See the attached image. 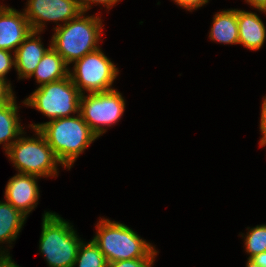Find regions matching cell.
<instances>
[{
	"label": "cell",
	"mask_w": 266,
	"mask_h": 267,
	"mask_svg": "<svg viewBox=\"0 0 266 267\" xmlns=\"http://www.w3.org/2000/svg\"><path fill=\"white\" fill-rule=\"evenodd\" d=\"M37 129L53 149L65 169H71L79 155L99 137L90 129L80 113L44 123L30 124Z\"/></svg>",
	"instance_id": "1"
},
{
	"label": "cell",
	"mask_w": 266,
	"mask_h": 267,
	"mask_svg": "<svg viewBox=\"0 0 266 267\" xmlns=\"http://www.w3.org/2000/svg\"><path fill=\"white\" fill-rule=\"evenodd\" d=\"M100 15H85L81 12L76 18L53 29L51 47L70 65L100 48L103 32Z\"/></svg>",
	"instance_id": "2"
},
{
	"label": "cell",
	"mask_w": 266,
	"mask_h": 267,
	"mask_svg": "<svg viewBox=\"0 0 266 267\" xmlns=\"http://www.w3.org/2000/svg\"><path fill=\"white\" fill-rule=\"evenodd\" d=\"M92 240L105 256L108 264L120 260L156 258L159 252L132 228L108 218L100 217Z\"/></svg>",
	"instance_id": "3"
},
{
	"label": "cell",
	"mask_w": 266,
	"mask_h": 267,
	"mask_svg": "<svg viewBox=\"0 0 266 267\" xmlns=\"http://www.w3.org/2000/svg\"><path fill=\"white\" fill-rule=\"evenodd\" d=\"M39 252L48 267H73L83 240L73 225L55 212L44 211Z\"/></svg>",
	"instance_id": "4"
},
{
	"label": "cell",
	"mask_w": 266,
	"mask_h": 267,
	"mask_svg": "<svg viewBox=\"0 0 266 267\" xmlns=\"http://www.w3.org/2000/svg\"><path fill=\"white\" fill-rule=\"evenodd\" d=\"M34 137H25L24 131L5 152L18 173L39 177L58 176V166L65 168L58 160L44 136L37 130Z\"/></svg>",
	"instance_id": "5"
},
{
	"label": "cell",
	"mask_w": 266,
	"mask_h": 267,
	"mask_svg": "<svg viewBox=\"0 0 266 267\" xmlns=\"http://www.w3.org/2000/svg\"><path fill=\"white\" fill-rule=\"evenodd\" d=\"M80 97L79 89L68 76L37 87L22 103L53 120L78 114Z\"/></svg>",
	"instance_id": "6"
},
{
	"label": "cell",
	"mask_w": 266,
	"mask_h": 267,
	"mask_svg": "<svg viewBox=\"0 0 266 267\" xmlns=\"http://www.w3.org/2000/svg\"><path fill=\"white\" fill-rule=\"evenodd\" d=\"M69 76L81 94L105 92L112 87L119 75V70L101 50V48L86 54L74 61Z\"/></svg>",
	"instance_id": "7"
},
{
	"label": "cell",
	"mask_w": 266,
	"mask_h": 267,
	"mask_svg": "<svg viewBox=\"0 0 266 267\" xmlns=\"http://www.w3.org/2000/svg\"><path fill=\"white\" fill-rule=\"evenodd\" d=\"M125 105V99L117 89L81 94L79 113L90 129L100 137L107 132L108 127L120 121Z\"/></svg>",
	"instance_id": "8"
},
{
	"label": "cell",
	"mask_w": 266,
	"mask_h": 267,
	"mask_svg": "<svg viewBox=\"0 0 266 267\" xmlns=\"http://www.w3.org/2000/svg\"><path fill=\"white\" fill-rule=\"evenodd\" d=\"M25 7L23 12L32 31L41 33L46 29L47 22L56 23L55 29L82 12L80 0H27Z\"/></svg>",
	"instance_id": "9"
},
{
	"label": "cell",
	"mask_w": 266,
	"mask_h": 267,
	"mask_svg": "<svg viewBox=\"0 0 266 267\" xmlns=\"http://www.w3.org/2000/svg\"><path fill=\"white\" fill-rule=\"evenodd\" d=\"M39 178L41 177L32 174L17 173L7 182L4 200L28 217V214L38 205Z\"/></svg>",
	"instance_id": "10"
},
{
	"label": "cell",
	"mask_w": 266,
	"mask_h": 267,
	"mask_svg": "<svg viewBox=\"0 0 266 267\" xmlns=\"http://www.w3.org/2000/svg\"><path fill=\"white\" fill-rule=\"evenodd\" d=\"M31 32L23 11L6 5L0 7V49L14 53Z\"/></svg>",
	"instance_id": "11"
},
{
	"label": "cell",
	"mask_w": 266,
	"mask_h": 267,
	"mask_svg": "<svg viewBox=\"0 0 266 267\" xmlns=\"http://www.w3.org/2000/svg\"><path fill=\"white\" fill-rule=\"evenodd\" d=\"M41 32L32 31L14 52L15 67L19 79H29L43 55L51 47H44ZM39 35V36H38Z\"/></svg>",
	"instance_id": "12"
},
{
	"label": "cell",
	"mask_w": 266,
	"mask_h": 267,
	"mask_svg": "<svg viewBox=\"0 0 266 267\" xmlns=\"http://www.w3.org/2000/svg\"><path fill=\"white\" fill-rule=\"evenodd\" d=\"M238 44L249 50H259L266 39V27L257 13L237 8Z\"/></svg>",
	"instance_id": "13"
},
{
	"label": "cell",
	"mask_w": 266,
	"mask_h": 267,
	"mask_svg": "<svg viewBox=\"0 0 266 267\" xmlns=\"http://www.w3.org/2000/svg\"><path fill=\"white\" fill-rule=\"evenodd\" d=\"M69 68L71 67H69L64 59L50 47L29 78H33L34 76L36 82L39 84L38 87H40L44 84L68 77Z\"/></svg>",
	"instance_id": "14"
},
{
	"label": "cell",
	"mask_w": 266,
	"mask_h": 267,
	"mask_svg": "<svg viewBox=\"0 0 266 267\" xmlns=\"http://www.w3.org/2000/svg\"><path fill=\"white\" fill-rule=\"evenodd\" d=\"M209 39L226 45L238 44L237 9L222 10L214 15Z\"/></svg>",
	"instance_id": "15"
},
{
	"label": "cell",
	"mask_w": 266,
	"mask_h": 267,
	"mask_svg": "<svg viewBox=\"0 0 266 267\" xmlns=\"http://www.w3.org/2000/svg\"><path fill=\"white\" fill-rule=\"evenodd\" d=\"M16 96L9 102L0 105V145L5 152L24 132L19 119Z\"/></svg>",
	"instance_id": "16"
},
{
	"label": "cell",
	"mask_w": 266,
	"mask_h": 267,
	"mask_svg": "<svg viewBox=\"0 0 266 267\" xmlns=\"http://www.w3.org/2000/svg\"><path fill=\"white\" fill-rule=\"evenodd\" d=\"M26 219L27 217L10 203L0 201V243L10 244L6 247L12 248L11 244L18 238Z\"/></svg>",
	"instance_id": "17"
},
{
	"label": "cell",
	"mask_w": 266,
	"mask_h": 267,
	"mask_svg": "<svg viewBox=\"0 0 266 267\" xmlns=\"http://www.w3.org/2000/svg\"><path fill=\"white\" fill-rule=\"evenodd\" d=\"M108 267L103 253L93 240L81 242L73 267Z\"/></svg>",
	"instance_id": "18"
},
{
	"label": "cell",
	"mask_w": 266,
	"mask_h": 267,
	"mask_svg": "<svg viewBox=\"0 0 266 267\" xmlns=\"http://www.w3.org/2000/svg\"><path fill=\"white\" fill-rule=\"evenodd\" d=\"M248 232L244 238L245 251L249 254L247 259H252L254 256L266 252V224L256 225L255 227H247Z\"/></svg>",
	"instance_id": "19"
},
{
	"label": "cell",
	"mask_w": 266,
	"mask_h": 267,
	"mask_svg": "<svg viewBox=\"0 0 266 267\" xmlns=\"http://www.w3.org/2000/svg\"><path fill=\"white\" fill-rule=\"evenodd\" d=\"M13 66L15 67L14 54L11 51L0 49V79L8 81L6 75Z\"/></svg>",
	"instance_id": "20"
},
{
	"label": "cell",
	"mask_w": 266,
	"mask_h": 267,
	"mask_svg": "<svg viewBox=\"0 0 266 267\" xmlns=\"http://www.w3.org/2000/svg\"><path fill=\"white\" fill-rule=\"evenodd\" d=\"M156 258H137L120 260L108 264V267H152Z\"/></svg>",
	"instance_id": "21"
},
{
	"label": "cell",
	"mask_w": 266,
	"mask_h": 267,
	"mask_svg": "<svg viewBox=\"0 0 266 267\" xmlns=\"http://www.w3.org/2000/svg\"><path fill=\"white\" fill-rule=\"evenodd\" d=\"M10 82L0 79V105L9 103L16 96Z\"/></svg>",
	"instance_id": "22"
},
{
	"label": "cell",
	"mask_w": 266,
	"mask_h": 267,
	"mask_svg": "<svg viewBox=\"0 0 266 267\" xmlns=\"http://www.w3.org/2000/svg\"><path fill=\"white\" fill-rule=\"evenodd\" d=\"M120 0H80V6L82 12H87L92 8V4L98 5L101 4L105 6V8L109 9L113 7L116 3H118Z\"/></svg>",
	"instance_id": "23"
},
{
	"label": "cell",
	"mask_w": 266,
	"mask_h": 267,
	"mask_svg": "<svg viewBox=\"0 0 266 267\" xmlns=\"http://www.w3.org/2000/svg\"><path fill=\"white\" fill-rule=\"evenodd\" d=\"M178 6L185 8L187 11L192 12L193 10H197L198 8L204 6L209 0H172Z\"/></svg>",
	"instance_id": "24"
},
{
	"label": "cell",
	"mask_w": 266,
	"mask_h": 267,
	"mask_svg": "<svg viewBox=\"0 0 266 267\" xmlns=\"http://www.w3.org/2000/svg\"><path fill=\"white\" fill-rule=\"evenodd\" d=\"M8 250L9 249L0 246V267H20L14 262Z\"/></svg>",
	"instance_id": "25"
},
{
	"label": "cell",
	"mask_w": 266,
	"mask_h": 267,
	"mask_svg": "<svg viewBox=\"0 0 266 267\" xmlns=\"http://www.w3.org/2000/svg\"><path fill=\"white\" fill-rule=\"evenodd\" d=\"M251 7L266 14V0H245Z\"/></svg>",
	"instance_id": "26"
},
{
	"label": "cell",
	"mask_w": 266,
	"mask_h": 267,
	"mask_svg": "<svg viewBox=\"0 0 266 267\" xmlns=\"http://www.w3.org/2000/svg\"><path fill=\"white\" fill-rule=\"evenodd\" d=\"M259 129L261 131L262 137L260 138L259 145L260 147L266 146V117L260 118Z\"/></svg>",
	"instance_id": "27"
},
{
	"label": "cell",
	"mask_w": 266,
	"mask_h": 267,
	"mask_svg": "<svg viewBox=\"0 0 266 267\" xmlns=\"http://www.w3.org/2000/svg\"><path fill=\"white\" fill-rule=\"evenodd\" d=\"M251 260H253L256 264L261 267H266V252H262L256 256H254Z\"/></svg>",
	"instance_id": "28"
},
{
	"label": "cell",
	"mask_w": 266,
	"mask_h": 267,
	"mask_svg": "<svg viewBox=\"0 0 266 267\" xmlns=\"http://www.w3.org/2000/svg\"><path fill=\"white\" fill-rule=\"evenodd\" d=\"M266 117V96L263 97L262 105H261V116Z\"/></svg>",
	"instance_id": "29"
},
{
	"label": "cell",
	"mask_w": 266,
	"mask_h": 267,
	"mask_svg": "<svg viewBox=\"0 0 266 267\" xmlns=\"http://www.w3.org/2000/svg\"><path fill=\"white\" fill-rule=\"evenodd\" d=\"M246 267H261V266L256 264L253 260L247 259Z\"/></svg>",
	"instance_id": "30"
}]
</instances>
